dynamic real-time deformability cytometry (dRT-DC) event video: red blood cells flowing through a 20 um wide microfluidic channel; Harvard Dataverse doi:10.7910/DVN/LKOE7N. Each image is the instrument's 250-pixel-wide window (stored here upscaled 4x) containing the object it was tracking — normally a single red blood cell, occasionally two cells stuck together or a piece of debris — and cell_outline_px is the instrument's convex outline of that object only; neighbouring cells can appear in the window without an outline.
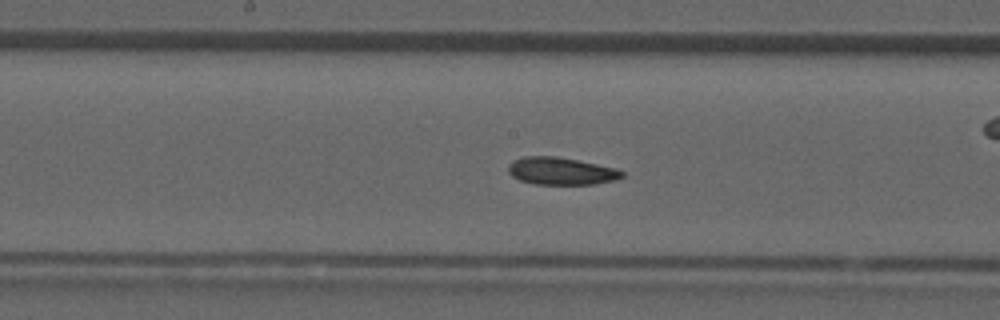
{"species": "common noctule bat (a hibernating species)", "species_latin": "Nyctalus noctula", "temperature_condition": "room temperature", "stored_images_in_passage": 34, "camera_frame_rate_fps": 3000, "um_per_image_px": 0.085, "animal": {"sex": "male", "forearm_length_mm": 52.5}, "frame": {"image": 1, "passage_image": 20, "time_ms": 6.333, "image_size_px": [1000, 320], "cell_outline_px": [[624, 176], [616, 180], [592, 184], [532, 184], [520, 180], [512, 176], [508, 172], [508, 164], [512, 160], [524, 156], [556, 156], [616, 168], [624, 172]], "centroid_in_image_um": [47.66, 14.54], "position_along_channel_um": 200.5, "area_um2": 18.21}}